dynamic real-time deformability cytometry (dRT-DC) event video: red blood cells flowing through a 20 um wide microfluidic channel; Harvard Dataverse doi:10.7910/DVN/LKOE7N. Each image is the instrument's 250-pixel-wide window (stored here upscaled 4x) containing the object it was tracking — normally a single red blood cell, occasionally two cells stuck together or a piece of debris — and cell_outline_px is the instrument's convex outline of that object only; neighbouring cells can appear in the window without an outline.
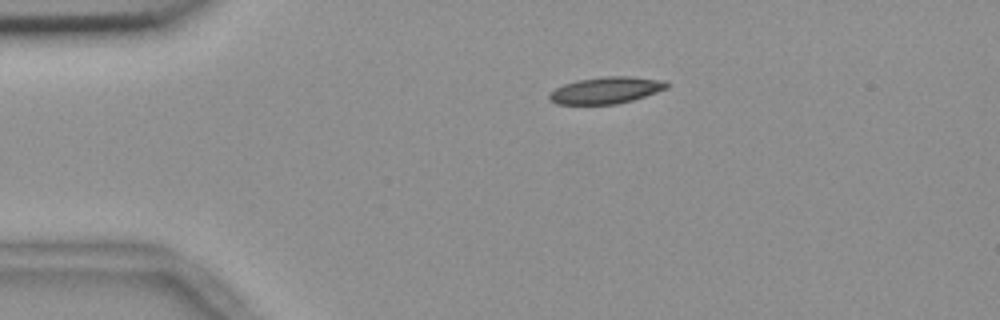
{"species": "common noctule bat (a hibernating species)", "species_latin": "Nyctalus noctula", "temperature_condition": "room temperature", "stored_images_in_passage": 3, "camera_frame_rate_fps": 3000, "um_per_image_px": 0.085, "animal": {"sex": "female", "body_mass_g": 18.4}, "frame": {"image": 1, "passage_image": 1, "time_ms": 0.0, "image_size_px": [1000, 320], "cell_outline_px": [[668, 88], [632, 100], [616, 104], [556, 104], [548, 96], [556, 88], [564, 84], [576, 80], [604, 76], [632, 76], [664, 80], [668, 84]], "centroid_in_image_um": [51.53, 7.66], "position_along_channel_um": 33.5, "area_um2": 18.15}}
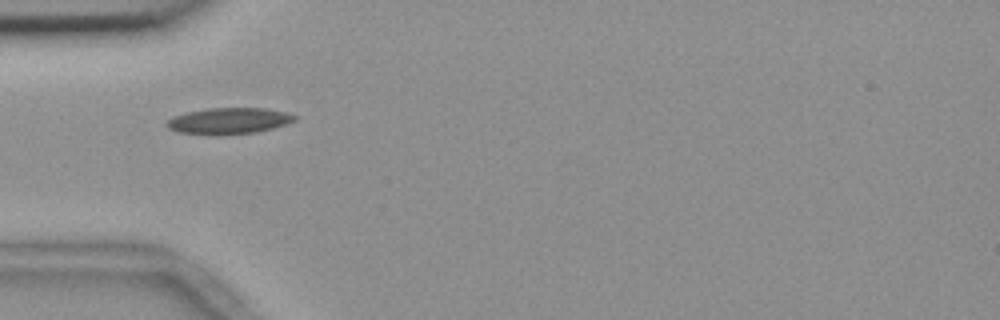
{"frame": {"image": 2, "passage_image": 2, "time_ms": 0.333, "image_size_px": [1000, 320], "cell_outline_px": [[296, 120], [272, 128], [256, 132], [220, 136], [216, 136], [180, 132], [168, 128], [164, 124], [168, 120], [176, 116], [188, 112], [208, 108], [264, 108], [284, 112], [296, 116]], "centroid_in_image_um": [19.42, 10.29], "position_along_channel_um": 65.6, "area_um2": 19.48}}